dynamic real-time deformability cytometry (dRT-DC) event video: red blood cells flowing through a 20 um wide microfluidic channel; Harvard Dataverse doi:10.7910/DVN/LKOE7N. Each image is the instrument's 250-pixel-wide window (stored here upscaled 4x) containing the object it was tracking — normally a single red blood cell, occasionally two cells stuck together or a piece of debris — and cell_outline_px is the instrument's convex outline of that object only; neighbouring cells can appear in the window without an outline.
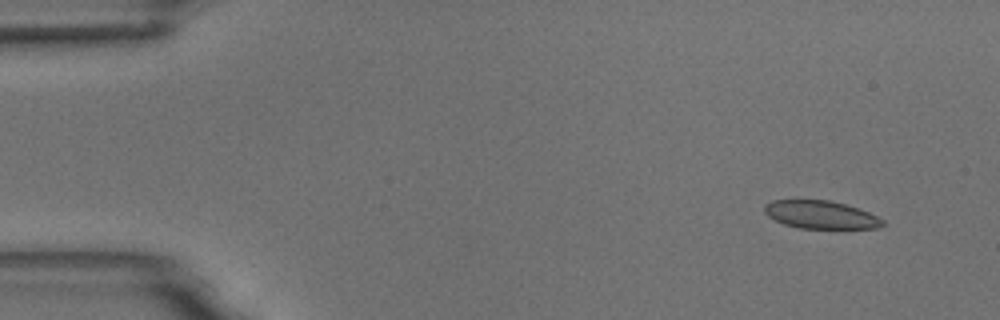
{"species": "common noctule bat (a hibernating species)", "species_latin": "Nyctalus noctula", "temperature_condition": "room temperature", "stored_images_in_passage": 7, "camera_frame_rate_fps": 3000, "um_per_image_px": 0.085, "animal": {"sex": "male", "body_mass_g": 18.8}, "frame": {"image": 1, "passage_image": 1, "time_ms": 0.0, "image_size_px": [1000, 320], "cell_outline_px": [[884, 224], [880, 228], [800, 228], [784, 224], [768, 216], [764, 212], [764, 204], [772, 200], [828, 200], [844, 204], [868, 212], [884, 220]], "centroid_in_image_um": [69.74, 18.25], "position_along_channel_um": 15.3, "area_um2": 19.07}}
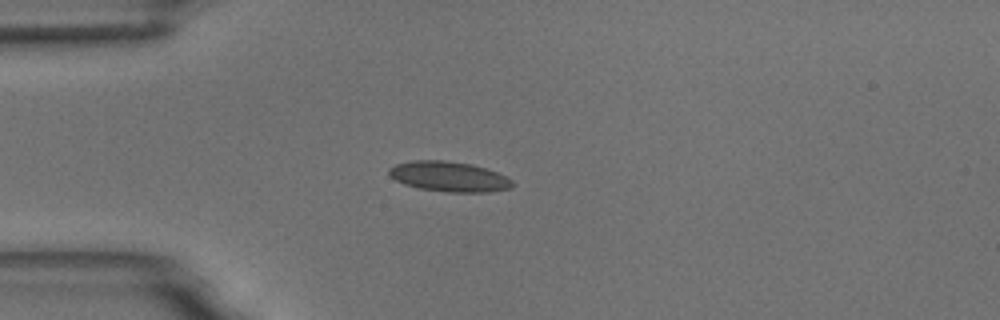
{"frame": {"image": 2, "passage_image": 4, "time_ms": 3.333, "image_size_px": [1000, 320], "cell_outline_px": [[516, 184], [512, 188], [488, 192], [448, 192], [420, 188], [404, 184], [396, 180], [388, 172], [388, 168], [396, 164], [412, 160], [444, 160], [472, 164], [496, 172], [512, 180]], "centroid_in_image_um": [38.18, 15.01], "position_along_channel_um": 46.8, "area_um2": 21.62}}